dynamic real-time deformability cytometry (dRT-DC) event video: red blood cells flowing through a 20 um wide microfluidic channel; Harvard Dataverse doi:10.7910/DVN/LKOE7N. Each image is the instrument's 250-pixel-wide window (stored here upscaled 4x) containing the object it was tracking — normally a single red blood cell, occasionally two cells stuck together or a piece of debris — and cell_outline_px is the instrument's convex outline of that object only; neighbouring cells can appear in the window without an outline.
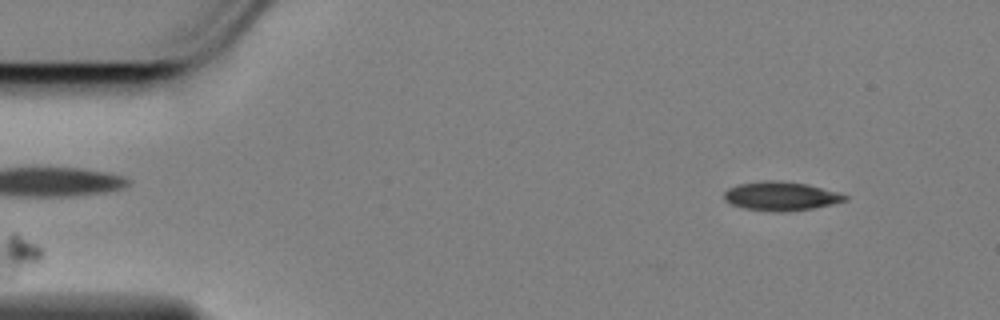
{"species": "Egyptian fruit bat (a non-hibernating species)", "species_latin": "Rousettus aegyptiacus", "temperature_condition": "cold", "stored_images_in_passage": 44, "camera_frame_rate_fps": 3000, "um_per_image_px": 0.085, "animal": {"sex": "female"}, "frame": {"image": 1, "passage_image": 1, "time_ms": 0.0, "image_size_px": [1000, 320], "cell_outline_px": [[848, 200], [832, 204], [812, 208], [784, 212], [780, 212], [744, 208], [732, 204], [724, 200], [724, 192], [728, 188], [740, 184], [764, 180], [780, 180], [808, 184], [836, 192], [848, 196]], "centroid_in_image_um": [66.37, 16.66], "position_along_channel_um": 18.6, "area_um2": 20.23}}
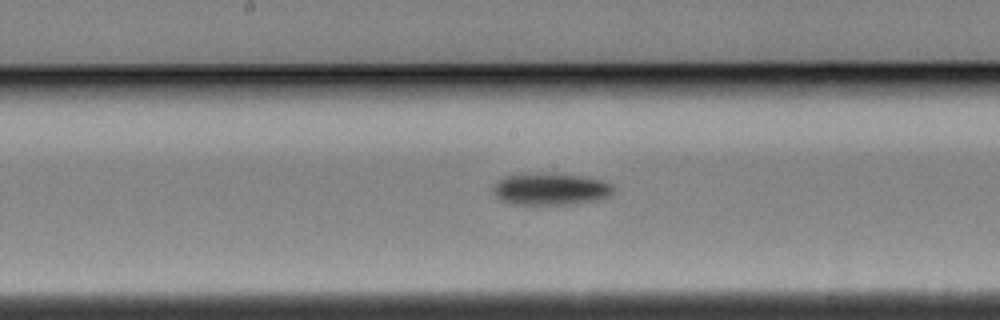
{"frame": {"image": 2, "passage_image": 24, "time_ms": 7.667, "image_size_px": [1000, 320], "cell_outline_px": [[616, 188], [612, 196], [596, 200], [572, 204], [508, 204], [500, 200], [496, 196], [496, 184], [504, 176], [528, 172], [536, 172], [588, 176], [604, 180], [612, 184]], "centroid_in_image_um": [46.89, 16.05], "position_along_channel_um": 201.3, "area_um2": 22.83}}
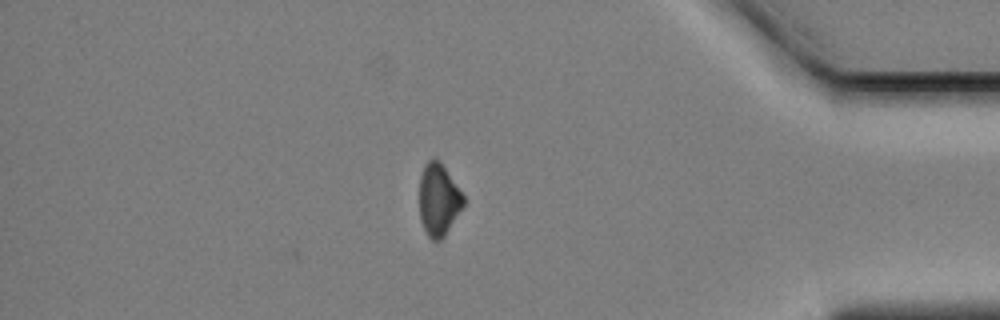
{"frame": {"image": 3, "passage_image": 44, "time_ms": 14.333, "image_size_px": [1000, 320], "cell_outline_px": [[464, 204], [444, 236], [440, 240], [432, 240], [428, 236], [420, 220], [420, 176], [424, 164], [432, 156], [440, 160], [464, 196]], "centroid_in_image_um": [37.26, 16.93], "position_along_channel_um": 397.9, "area_um2": 18.44}, "authors_computed_cell_mechanics": {"area_um2": 21.097, "velocity_mm_per_s": 3.4559, "shape_relaxation_time_tau1_ms": 3.7471, "shape_relaxation_time_tau2_ms": null, "deformation_change_tau1": 0.0921, "deformation_change_tau2": null}}